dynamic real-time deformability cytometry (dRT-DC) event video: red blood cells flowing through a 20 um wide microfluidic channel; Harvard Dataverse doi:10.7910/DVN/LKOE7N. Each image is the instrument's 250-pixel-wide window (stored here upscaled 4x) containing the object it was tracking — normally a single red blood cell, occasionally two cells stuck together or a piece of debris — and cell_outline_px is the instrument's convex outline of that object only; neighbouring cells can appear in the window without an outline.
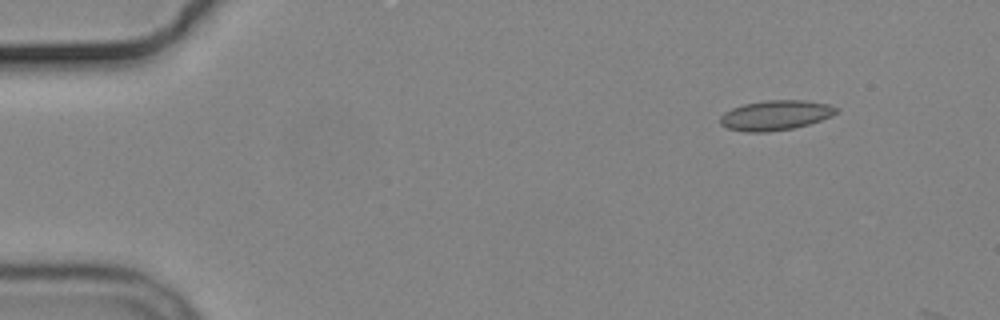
{"species": "common noctule bat (a hibernating species)", "species_latin": "Nyctalus noctula", "temperature_condition": "cold", "stored_images_in_passage": 4, "camera_frame_rate_fps": 3000, "um_per_image_px": 0.085, "animal": {"sex": "male", "body_mass_g": 19.2, "forearm_length_mm": 51.8}, "frame": {"image": 1, "passage_image": 1, "time_ms": 0.0, "image_size_px": [1000, 320], "cell_outline_px": [[840, 108], [832, 116], [808, 124], [792, 128], [768, 132], [748, 132], [728, 128], [720, 124], [720, 116], [724, 112], [732, 108], [744, 104], [764, 100], [804, 100], [828, 104]], "centroid_in_image_um": [65.91, 9.79], "position_along_channel_um": 19.1, "area_um2": 20.17}}
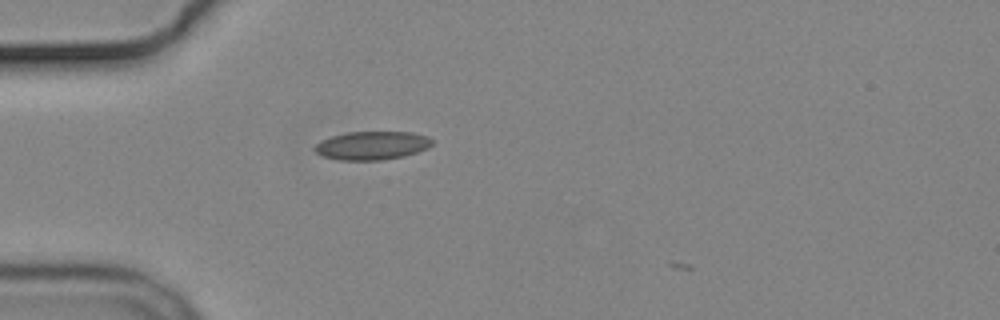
{"frame": {"image": 2, "passage_image": 3, "time_ms": 3.333, "image_size_px": [1000, 320], "cell_outline_px": [[432, 144], [428, 148], [404, 156], [384, 160], [340, 160], [324, 156], [316, 152], [312, 148], [320, 140], [332, 136], [348, 132], [412, 132], [428, 136], [432, 140]], "centroid_in_image_um": [31.62, 12.36], "position_along_channel_um": 53.4, "area_um2": 19.48}}